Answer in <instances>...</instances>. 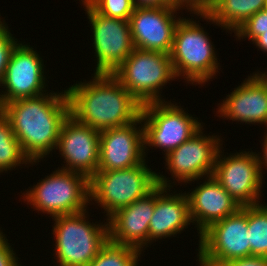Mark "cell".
Wrapping results in <instances>:
<instances>
[{
    "instance_id": "obj_27",
    "label": "cell",
    "mask_w": 267,
    "mask_h": 266,
    "mask_svg": "<svg viewBox=\"0 0 267 266\" xmlns=\"http://www.w3.org/2000/svg\"><path fill=\"white\" fill-rule=\"evenodd\" d=\"M17 39L12 37L8 26L4 25L0 19V83L2 82L11 53L18 44Z\"/></svg>"
},
{
    "instance_id": "obj_12",
    "label": "cell",
    "mask_w": 267,
    "mask_h": 266,
    "mask_svg": "<svg viewBox=\"0 0 267 266\" xmlns=\"http://www.w3.org/2000/svg\"><path fill=\"white\" fill-rule=\"evenodd\" d=\"M42 61L32 47L22 43L16 45L0 83V86L6 88L5 93L0 94V107L14 100L35 97L46 92L43 90L46 84Z\"/></svg>"
},
{
    "instance_id": "obj_28",
    "label": "cell",
    "mask_w": 267,
    "mask_h": 266,
    "mask_svg": "<svg viewBox=\"0 0 267 266\" xmlns=\"http://www.w3.org/2000/svg\"><path fill=\"white\" fill-rule=\"evenodd\" d=\"M170 5L176 9H181L186 5L185 7L193 11L195 15L208 13V0H170Z\"/></svg>"
},
{
    "instance_id": "obj_34",
    "label": "cell",
    "mask_w": 267,
    "mask_h": 266,
    "mask_svg": "<svg viewBox=\"0 0 267 266\" xmlns=\"http://www.w3.org/2000/svg\"><path fill=\"white\" fill-rule=\"evenodd\" d=\"M218 0H208V12L211 9L212 5L217 2Z\"/></svg>"
},
{
    "instance_id": "obj_16",
    "label": "cell",
    "mask_w": 267,
    "mask_h": 266,
    "mask_svg": "<svg viewBox=\"0 0 267 266\" xmlns=\"http://www.w3.org/2000/svg\"><path fill=\"white\" fill-rule=\"evenodd\" d=\"M173 7H136L129 23L134 48L169 55L174 31L181 18L174 19Z\"/></svg>"
},
{
    "instance_id": "obj_36",
    "label": "cell",
    "mask_w": 267,
    "mask_h": 266,
    "mask_svg": "<svg viewBox=\"0 0 267 266\" xmlns=\"http://www.w3.org/2000/svg\"><path fill=\"white\" fill-rule=\"evenodd\" d=\"M264 9H266L267 10V0H266V4H265V8Z\"/></svg>"
},
{
    "instance_id": "obj_17",
    "label": "cell",
    "mask_w": 267,
    "mask_h": 266,
    "mask_svg": "<svg viewBox=\"0 0 267 266\" xmlns=\"http://www.w3.org/2000/svg\"><path fill=\"white\" fill-rule=\"evenodd\" d=\"M155 208V188L145 197L108 217L109 241L139 251L148 243L149 223Z\"/></svg>"
},
{
    "instance_id": "obj_14",
    "label": "cell",
    "mask_w": 267,
    "mask_h": 266,
    "mask_svg": "<svg viewBox=\"0 0 267 266\" xmlns=\"http://www.w3.org/2000/svg\"><path fill=\"white\" fill-rule=\"evenodd\" d=\"M144 122L141 116L134 122L100 132L99 167L97 171L121 170L137 166L145 159L144 131L136 128Z\"/></svg>"
},
{
    "instance_id": "obj_19",
    "label": "cell",
    "mask_w": 267,
    "mask_h": 266,
    "mask_svg": "<svg viewBox=\"0 0 267 266\" xmlns=\"http://www.w3.org/2000/svg\"><path fill=\"white\" fill-rule=\"evenodd\" d=\"M220 104V117L246 123L267 125V80L257 72Z\"/></svg>"
},
{
    "instance_id": "obj_21",
    "label": "cell",
    "mask_w": 267,
    "mask_h": 266,
    "mask_svg": "<svg viewBox=\"0 0 267 266\" xmlns=\"http://www.w3.org/2000/svg\"><path fill=\"white\" fill-rule=\"evenodd\" d=\"M265 4L266 0H218L207 14H200V18L236 32L249 17L263 10Z\"/></svg>"
},
{
    "instance_id": "obj_9",
    "label": "cell",
    "mask_w": 267,
    "mask_h": 266,
    "mask_svg": "<svg viewBox=\"0 0 267 266\" xmlns=\"http://www.w3.org/2000/svg\"><path fill=\"white\" fill-rule=\"evenodd\" d=\"M151 102L142 105L141 120L145 121L144 148L160 147L165 154L189 140L201 128V123L176 104ZM170 104V105H169ZM147 144V145H146Z\"/></svg>"
},
{
    "instance_id": "obj_15",
    "label": "cell",
    "mask_w": 267,
    "mask_h": 266,
    "mask_svg": "<svg viewBox=\"0 0 267 266\" xmlns=\"http://www.w3.org/2000/svg\"><path fill=\"white\" fill-rule=\"evenodd\" d=\"M217 136H203L200 129L189 140L166 154L167 169L177 181L188 183L203 176H212L220 147Z\"/></svg>"
},
{
    "instance_id": "obj_25",
    "label": "cell",
    "mask_w": 267,
    "mask_h": 266,
    "mask_svg": "<svg viewBox=\"0 0 267 266\" xmlns=\"http://www.w3.org/2000/svg\"><path fill=\"white\" fill-rule=\"evenodd\" d=\"M98 13L112 18L130 19L136 6L133 0H86Z\"/></svg>"
},
{
    "instance_id": "obj_18",
    "label": "cell",
    "mask_w": 267,
    "mask_h": 266,
    "mask_svg": "<svg viewBox=\"0 0 267 266\" xmlns=\"http://www.w3.org/2000/svg\"><path fill=\"white\" fill-rule=\"evenodd\" d=\"M156 179L155 208L149 223L148 243L174 236L192 222L186 193L169 195L166 190H170V180L161 174H156Z\"/></svg>"
},
{
    "instance_id": "obj_5",
    "label": "cell",
    "mask_w": 267,
    "mask_h": 266,
    "mask_svg": "<svg viewBox=\"0 0 267 266\" xmlns=\"http://www.w3.org/2000/svg\"><path fill=\"white\" fill-rule=\"evenodd\" d=\"M156 174L145 160L126 169L97 171L90 178V200L101 204L109 217L150 193L157 186Z\"/></svg>"
},
{
    "instance_id": "obj_22",
    "label": "cell",
    "mask_w": 267,
    "mask_h": 266,
    "mask_svg": "<svg viewBox=\"0 0 267 266\" xmlns=\"http://www.w3.org/2000/svg\"><path fill=\"white\" fill-rule=\"evenodd\" d=\"M28 163L33 162L22 151L9 120L0 111V173Z\"/></svg>"
},
{
    "instance_id": "obj_3",
    "label": "cell",
    "mask_w": 267,
    "mask_h": 266,
    "mask_svg": "<svg viewBox=\"0 0 267 266\" xmlns=\"http://www.w3.org/2000/svg\"><path fill=\"white\" fill-rule=\"evenodd\" d=\"M86 212L53 217L60 266H88L109 240L108 224L89 223Z\"/></svg>"
},
{
    "instance_id": "obj_11",
    "label": "cell",
    "mask_w": 267,
    "mask_h": 266,
    "mask_svg": "<svg viewBox=\"0 0 267 266\" xmlns=\"http://www.w3.org/2000/svg\"><path fill=\"white\" fill-rule=\"evenodd\" d=\"M220 153L219 149L212 176L241 207L259 204L263 174L257 154L245 151L222 158Z\"/></svg>"
},
{
    "instance_id": "obj_24",
    "label": "cell",
    "mask_w": 267,
    "mask_h": 266,
    "mask_svg": "<svg viewBox=\"0 0 267 266\" xmlns=\"http://www.w3.org/2000/svg\"><path fill=\"white\" fill-rule=\"evenodd\" d=\"M140 254L138 249L108 240L88 266H137Z\"/></svg>"
},
{
    "instance_id": "obj_23",
    "label": "cell",
    "mask_w": 267,
    "mask_h": 266,
    "mask_svg": "<svg viewBox=\"0 0 267 266\" xmlns=\"http://www.w3.org/2000/svg\"><path fill=\"white\" fill-rule=\"evenodd\" d=\"M250 257L267 258V205L247 206Z\"/></svg>"
},
{
    "instance_id": "obj_13",
    "label": "cell",
    "mask_w": 267,
    "mask_h": 266,
    "mask_svg": "<svg viewBox=\"0 0 267 266\" xmlns=\"http://www.w3.org/2000/svg\"><path fill=\"white\" fill-rule=\"evenodd\" d=\"M99 138V131L69 114L62 124L56 147L67 164L61 169L81 173L90 179L99 167Z\"/></svg>"
},
{
    "instance_id": "obj_31",
    "label": "cell",
    "mask_w": 267,
    "mask_h": 266,
    "mask_svg": "<svg viewBox=\"0 0 267 266\" xmlns=\"http://www.w3.org/2000/svg\"><path fill=\"white\" fill-rule=\"evenodd\" d=\"M136 7H172L170 0H133Z\"/></svg>"
},
{
    "instance_id": "obj_1",
    "label": "cell",
    "mask_w": 267,
    "mask_h": 266,
    "mask_svg": "<svg viewBox=\"0 0 267 266\" xmlns=\"http://www.w3.org/2000/svg\"><path fill=\"white\" fill-rule=\"evenodd\" d=\"M0 111L9 120L24 154L36 163L57 147L70 106L64 90L14 100L2 105Z\"/></svg>"
},
{
    "instance_id": "obj_26",
    "label": "cell",
    "mask_w": 267,
    "mask_h": 266,
    "mask_svg": "<svg viewBox=\"0 0 267 266\" xmlns=\"http://www.w3.org/2000/svg\"><path fill=\"white\" fill-rule=\"evenodd\" d=\"M267 30V10L263 9L249 17L241 27L235 32V35L240 38H248L254 40L256 37Z\"/></svg>"
},
{
    "instance_id": "obj_7",
    "label": "cell",
    "mask_w": 267,
    "mask_h": 266,
    "mask_svg": "<svg viewBox=\"0 0 267 266\" xmlns=\"http://www.w3.org/2000/svg\"><path fill=\"white\" fill-rule=\"evenodd\" d=\"M25 195L27 203L52 217L75 214L86 210L90 203V179L78 172L58 169Z\"/></svg>"
},
{
    "instance_id": "obj_4",
    "label": "cell",
    "mask_w": 267,
    "mask_h": 266,
    "mask_svg": "<svg viewBox=\"0 0 267 266\" xmlns=\"http://www.w3.org/2000/svg\"><path fill=\"white\" fill-rule=\"evenodd\" d=\"M200 27L192 19H180L169 54L176 77L184 76L192 84H204L219 69L213 45Z\"/></svg>"
},
{
    "instance_id": "obj_2",
    "label": "cell",
    "mask_w": 267,
    "mask_h": 266,
    "mask_svg": "<svg viewBox=\"0 0 267 266\" xmlns=\"http://www.w3.org/2000/svg\"><path fill=\"white\" fill-rule=\"evenodd\" d=\"M70 115L101 132L136 121L142 105L108 73H95L93 81L72 85L66 90Z\"/></svg>"
},
{
    "instance_id": "obj_20",
    "label": "cell",
    "mask_w": 267,
    "mask_h": 266,
    "mask_svg": "<svg viewBox=\"0 0 267 266\" xmlns=\"http://www.w3.org/2000/svg\"><path fill=\"white\" fill-rule=\"evenodd\" d=\"M207 178L190 194H186L192 223H197L200 235L215 222L235 214L241 208L213 176Z\"/></svg>"
},
{
    "instance_id": "obj_10",
    "label": "cell",
    "mask_w": 267,
    "mask_h": 266,
    "mask_svg": "<svg viewBox=\"0 0 267 266\" xmlns=\"http://www.w3.org/2000/svg\"><path fill=\"white\" fill-rule=\"evenodd\" d=\"M92 24L97 67L95 73L112 74L133 52L130 23L98 13L86 0H81Z\"/></svg>"
},
{
    "instance_id": "obj_35",
    "label": "cell",
    "mask_w": 267,
    "mask_h": 266,
    "mask_svg": "<svg viewBox=\"0 0 267 266\" xmlns=\"http://www.w3.org/2000/svg\"><path fill=\"white\" fill-rule=\"evenodd\" d=\"M261 75L267 80V74L266 73H262Z\"/></svg>"
},
{
    "instance_id": "obj_30",
    "label": "cell",
    "mask_w": 267,
    "mask_h": 266,
    "mask_svg": "<svg viewBox=\"0 0 267 266\" xmlns=\"http://www.w3.org/2000/svg\"><path fill=\"white\" fill-rule=\"evenodd\" d=\"M222 266H267V258L265 257H246L234 259L226 262Z\"/></svg>"
},
{
    "instance_id": "obj_6",
    "label": "cell",
    "mask_w": 267,
    "mask_h": 266,
    "mask_svg": "<svg viewBox=\"0 0 267 266\" xmlns=\"http://www.w3.org/2000/svg\"><path fill=\"white\" fill-rule=\"evenodd\" d=\"M112 74L141 105L162 101V86L177 79L170 55L138 48Z\"/></svg>"
},
{
    "instance_id": "obj_8",
    "label": "cell",
    "mask_w": 267,
    "mask_h": 266,
    "mask_svg": "<svg viewBox=\"0 0 267 266\" xmlns=\"http://www.w3.org/2000/svg\"><path fill=\"white\" fill-rule=\"evenodd\" d=\"M199 237L200 266H222L234 259L250 257L247 207L215 222Z\"/></svg>"
},
{
    "instance_id": "obj_29",
    "label": "cell",
    "mask_w": 267,
    "mask_h": 266,
    "mask_svg": "<svg viewBox=\"0 0 267 266\" xmlns=\"http://www.w3.org/2000/svg\"><path fill=\"white\" fill-rule=\"evenodd\" d=\"M2 234L0 231V266H19L14 251Z\"/></svg>"
},
{
    "instance_id": "obj_32",
    "label": "cell",
    "mask_w": 267,
    "mask_h": 266,
    "mask_svg": "<svg viewBox=\"0 0 267 266\" xmlns=\"http://www.w3.org/2000/svg\"><path fill=\"white\" fill-rule=\"evenodd\" d=\"M252 42L255 43L256 47L267 52V30H264V33L256 37Z\"/></svg>"
},
{
    "instance_id": "obj_33",
    "label": "cell",
    "mask_w": 267,
    "mask_h": 266,
    "mask_svg": "<svg viewBox=\"0 0 267 266\" xmlns=\"http://www.w3.org/2000/svg\"><path fill=\"white\" fill-rule=\"evenodd\" d=\"M263 156H262V159H261V156H259V154H257V157H258V160H259V167H260V170H261V173H262V164H264L265 166H267V134L265 136V139H264V142H263ZM263 162H262V161Z\"/></svg>"
}]
</instances>
